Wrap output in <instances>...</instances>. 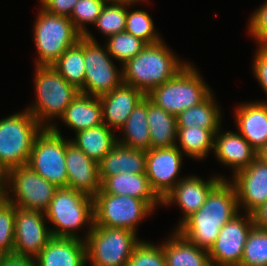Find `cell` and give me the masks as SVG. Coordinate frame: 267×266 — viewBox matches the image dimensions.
I'll return each instance as SVG.
<instances>
[{
    "instance_id": "6da1fadb",
    "label": "cell",
    "mask_w": 267,
    "mask_h": 266,
    "mask_svg": "<svg viewBox=\"0 0 267 266\" xmlns=\"http://www.w3.org/2000/svg\"><path fill=\"white\" fill-rule=\"evenodd\" d=\"M230 179H222L208 194L200 210L176 230L199 248L209 251L223 225L240 213L237 194Z\"/></svg>"
},
{
    "instance_id": "7a4b0ae2",
    "label": "cell",
    "mask_w": 267,
    "mask_h": 266,
    "mask_svg": "<svg viewBox=\"0 0 267 266\" xmlns=\"http://www.w3.org/2000/svg\"><path fill=\"white\" fill-rule=\"evenodd\" d=\"M189 62L178 59L162 40L147 44L122 68V81L148 95L154 88L173 78Z\"/></svg>"
},
{
    "instance_id": "3957f363",
    "label": "cell",
    "mask_w": 267,
    "mask_h": 266,
    "mask_svg": "<svg viewBox=\"0 0 267 266\" xmlns=\"http://www.w3.org/2000/svg\"><path fill=\"white\" fill-rule=\"evenodd\" d=\"M46 220L54 225L51 228L52 237L85 238L77 235V230L83 226L89 232L94 226L93 197L70 188H58L45 211ZM88 224V225H87ZM76 230V231H75Z\"/></svg>"
},
{
    "instance_id": "277c9868",
    "label": "cell",
    "mask_w": 267,
    "mask_h": 266,
    "mask_svg": "<svg viewBox=\"0 0 267 266\" xmlns=\"http://www.w3.org/2000/svg\"><path fill=\"white\" fill-rule=\"evenodd\" d=\"M34 75L36 98L26 109L44 128H50L48 121L60 118L80 90L68 83L52 66L35 65Z\"/></svg>"
},
{
    "instance_id": "5b68a950",
    "label": "cell",
    "mask_w": 267,
    "mask_h": 266,
    "mask_svg": "<svg viewBox=\"0 0 267 266\" xmlns=\"http://www.w3.org/2000/svg\"><path fill=\"white\" fill-rule=\"evenodd\" d=\"M197 70L189 62L173 78L157 86L146 96L174 116L200 104L213 92Z\"/></svg>"
},
{
    "instance_id": "8992f818",
    "label": "cell",
    "mask_w": 267,
    "mask_h": 266,
    "mask_svg": "<svg viewBox=\"0 0 267 266\" xmlns=\"http://www.w3.org/2000/svg\"><path fill=\"white\" fill-rule=\"evenodd\" d=\"M43 128L27 109L0 119V163L7 171L28 164Z\"/></svg>"
},
{
    "instance_id": "52a82bcc",
    "label": "cell",
    "mask_w": 267,
    "mask_h": 266,
    "mask_svg": "<svg viewBox=\"0 0 267 266\" xmlns=\"http://www.w3.org/2000/svg\"><path fill=\"white\" fill-rule=\"evenodd\" d=\"M33 28L38 57L36 66H52L58 58L76 44L82 35L73 22L64 16L54 15L39 8Z\"/></svg>"
},
{
    "instance_id": "ba28073f",
    "label": "cell",
    "mask_w": 267,
    "mask_h": 266,
    "mask_svg": "<svg viewBox=\"0 0 267 266\" xmlns=\"http://www.w3.org/2000/svg\"><path fill=\"white\" fill-rule=\"evenodd\" d=\"M136 233L123 228L93 226L86 242L91 266H127L134 248L141 242Z\"/></svg>"
},
{
    "instance_id": "9c48e42d",
    "label": "cell",
    "mask_w": 267,
    "mask_h": 266,
    "mask_svg": "<svg viewBox=\"0 0 267 266\" xmlns=\"http://www.w3.org/2000/svg\"><path fill=\"white\" fill-rule=\"evenodd\" d=\"M57 189L30 166L22 165L7 171L2 195L18 208L45 212Z\"/></svg>"
},
{
    "instance_id": "30bf717a",
    "label": "cell",
    "mask_w": 267,
    "mask_h": 266,
    "mask_svg": "<svg viewBox=\"0 0 267 266\" xmlns=\"http://www.w3.org/2000/svg\"><path fill=\"white\" fill-rule=\"evenodd\" d=\"M50 123L35 138L27 165L57 188H67L66 139L57 124Z\"/></svg>"
},
{
    "instance_id": "8fae6325",
    "label": "cell",
    "mask_w": 267,
    "mask_h": 266,
    "mask_svg": "<svg viewBox=\"0 0 267 266\" xmlns=\"http://www.w3.org/2000/svg\"><path fill=\"white\" fill-rule=\"evenodd\" d=\"M93 202L95 226L123 228L136 234L139 223L154 210L144 200L110 193H97Z\"/></svg>"
},
{
    "instance_id": "7c38bea8",
    "label": "cell",
    "mask_w": 267,
    "mask_h": 266,
    "mask_svg": "<svg viewBox=\"0 0 267 266\" xmlns=\"http://www.w3.org/2000/svg\"><path fill=\"white\" fill-rule=\"evenodd\" d=\"M90 32L84 36L85 79L80 93L100 97L123 83L122 70L117 69L106 46L99 45Z\"/></svg>"
},
{
    "instance_id": "4fadbf2b",
    "label": "cell",
    "mask_w": 267,
    "mask_h": 266,
    "mask_svg": "<svg viewBox=\"0 0 267 266\" xmlns=\"http://www.w3.org/2000/svg\"><path fill=\"white\" fill-rule=\"evenodd\" d=\"M243 215L237 214L221 228L208 251L212 266H240L245 243L254 227L252 214Z\"/></svg>"
},
{
    "instance_id": "5bb4252c",
    "label": "cell",
    "mask_w": 267,
    "mask_h": 266,
    "mask_svg": "<svg viewBox=\"0 0 267 266\" xmlns=\"http://www.w3.org/2000/svg\"><path fill=\"white\" fill-rule=\"evenodd\" d=\"M45 212L16 207L13 254L36 258L52 238Z\"/></svg>"
},
{
    "instance_id": "9a60e30c",
    "label": "cell",
    "mask_w": 267,
    "mask_h": 266,
    "mask_svg": "<svg viewBox=\"0 0 267 266\" xmlns=\"http://www.w3.org/2000/svg\"><path fill=\"white\" fill-rule=\"evenodd\" d=\"M182 162L183 153L176 145L164 148H150L146 151L145 174L152 190L161 200L182 179L178 177Z\"/></svg>"
},
{
    "instance_id": "2e32d148",
    "label": "cell",
    "mask_w": 267,
    "mask_h": 266,
    "mask_svg": "<svg viewBox=\"0 0 267 266\" xmlns=\"http://www.w3.org/2000/svg\"><path fill=\"white\" fill-rule=\"evenodd\" d=\"M231 180L239 209L244 208L245 213L252 214L267 201V163L259 158L236 172Z\"/></svg>"
},
{
    "instance_id": "e0dca14e",
    "label": "cell",
    "mask_w": 267,
    "mask_h": 266,
    "mask_svg": "<svg viewBox=\"0 0 267 266\" xmlns=\"http://www.w3.org/2000/svg\"><path fill=\"white\" fill-rule=\"evenodd\" d=\"M224 176L210 177L206 181L198 176L182 178L174 188L162 199V205H178L183 211V217L177 228L192 214L200 210L210 191L222 180Z\"/></svg>"
},
{
    "instance_id": "ac0fdd59",
    "label": "cell",
    "mask_w": 267,
    "mask_h": 266,
    "mask_svg": "<svg viewBox=\"0 0 267 266\" xmlns=\"http://www.w3.org/2000/svg\"><path fill=\"white\" fill-rule=\"evenodd\" d=\"M67 188L94 197L101 190L98 163L66 139Z\"/></svg>"
},
{
    "instance_id": "d6986e66",
    "label": "cell",
    "mask_w": 267,
    "mask_h": 266,
    "mask_svg": "<svg viewBox=\"0 0 267 266\" xmlns=\"http://www.w3.org/2000/svg\"><path fill=\"white\" fill-rule=\"evenodd\" d=\"M145 97L141 90L124 83L100 96L103 123L111 130L121 129L136 105Z\"/></svg>"
},
{
    "instance_id": "ffe728a7",
    "label": "cell",
    "mask_w": 267,
    "mask_h": 266,
    "mask_svg": "<svg viewBox=\"0 0 267 266\" xmlns=\"http://www.w3.org/2000/svg\"><path fill=\"white\" fill-rule=\"evenodd\" d=\"M219 131L214 135L215 157L220 163L233 168V175L248 167L256 158L257 151L238 132Z\"/></svg>"
},
{
    "instance_id": "44dd1931",
    "label": "cell",
    "mask_w": 267,
    "mask_h": 266,
    "mask_svg": "<svg viewBox=\"0 0 267 266\" xmlns=\"http://www.w3.org/2000/svg\"><path fill=\"white\" fill-rule=\"evenodd\" d=\"M35 262L36 266H85L86 242L78 238L52 237Z\"/></svg>"
},
{
    "instance_id": "7402d4cb",
    "label": "cell",
    "mask_w": 267,
    "mask_h": 266,
    "mask_svg": "<svg viewBox=\"0 0 267 266\" xmlns=\"http://www.w3.org/2000/svg\"><path fill=\"white\" fill-rule=\"evenodd\" d=\"M237 132L257 151L267 141V102L243 103L235 109Z\"/></svg>"
},
{
    "instance_id": "603a6c76",
    "label": "cell",
    "mask_w": 267,
    "mask_h": 266,
    "mask_svg": "<svg viewBox=\"0 0 267 266\" xmlns=\"http://www.w3.org/2000/svg\"><path fill=\"white\" fill-rule=\"evenodd\" d=\"M98 193H110L115 195L132 196L147 202L153 209L156 205H162V200L152 190L145 173H120L106 177L101 182V190Z\"/></svg>"
},
{
    "instance_id": "cb8c5ba5",
    "label": "cell",
    "mask_w": 267,
    "mask_h": 266,
    "mask_svg": "<svg viewBox=\"0 0 267 266\" xmlns=\"http://www.w3.org/2000/svg\"><path fill=\"white\" fill-rule=\"evenodd\" d=\"M101 182L120 173L143 174L146 169V151L117 143L98 163Z\"/></svg>"
},
{
    "instance_id": "d4e9b609",
    "label": "cell",
    "mask_w": 267,
    "mask_h": 266,
    "mask_svg": "<svg viewBox=\"0 0 267 266\" xmlns=\"http://www.w3.org/2000/svg\"><path fill=\"white\" fill-rule=\"evenodd\" d=\"M161 246L166 266H212L208 251L193 244L177 230Z\"/></svg>"
},
{
    "instance_id": "484cf974",
    "label": "cell",
    "mask_w": 267,
    "mask_h": 266,
    "mask_svg": "<svg viewBox=\"0 0 267 266\" xmlns=\"http://www.w3.org/2000/svg\"><path fill=\"white\" fill-rule=\"evenodd\" d=\"M60 120L75 131L89 129L103 123L102 105L99 97L79 93L65 109Z\"/></svg>"
},
{
    "instance_id": "4316f807",
    "label": "cell",
    "mask_w": 267,
    "mask_h": 266,
    "mask_svg": "<svg viewBox=\"0 0 267 266\" xmlns=\"http://www.w3.org/2000/svg\"><path fill=\"white\" fill-rule=\"evenodd\" d=\"M147 122L150 132V148L177 145L176 116L158 107L147 97Z\"/></svg>"
},
{
    "instance_id": "83f0119b",
    "label": "cell",
    "mask_w": 267,
    "mask_h": 266,
    "mask_svg": "<svg viewBox=\"0 0 267 266\" xmlns=\"http://www.w3.org/2000/svg\"><path fill=\"white\" fill-rule=\"evenodd\" d=\"M107 125L79 131L70 141L81 149L90 159L99 163L117 144V135Z\"/></svg>"
},
{
    "instance_id": "f1b7e54d",
    "label": "cell",
    "mask_w": 267,
    "mask_h": 266,
    "mask_svg": "<svg viewBox=\"0 0 267 266\" xmlns=\"http://www.w3.org/2000/svg\"><path fill=\"white\" fill-rule=\"evenodd\" d=\"M117 143L143 151L150 149V132L147 122V96L140 101L121 128Z\"/></svg>"
},
{
    "instance_id": "f546056e",
    "label": "cell",
    "mask_w": 267,
    "mask_h": 266,
    "mask_svg": "<svg viewBox=\"0 0 267 266\" xmlns=\"http://www.w3.org/2000/svg\"><path fill=\"white\" fill-rule=\"evenodd\" d=\"M213 95L214 94L211 93L200 104L176 115L177 128H187L191 126L207 130H219L222 124V114Z\"/></svg>"
},
{
    "instance_id": "4dcf8cb0",
    "label": "cell",
    "mask_w": 267,
    "mask_h": 266,
    "mask_svg": "<svg viewBox=\"0 0 267 266\" xmlns=\"http://www.w3.org/2000/svg\"><path fill=\"white\" fill-rule=\"evenodd\" d=\"M176 147L184 155L196 160L206 158L214 150V135L219 130H207L200 127L177 128Z\"/></svg>"
},
{
    "instance_id": "1f68e13d",
    "label": "cell",
    "mask_w": 267,
    "mask_h": 266,
    "mask_svg": "<svg viewBox=\"0 0 267 266\" xmlns=\"http://www.w3.org/2000/svg\"><path fill=\"white\" fill-rule=\"evenodd\" d=\"M52 67L77 89L84 86V36L72 47H69L52 65Z\"/></svg>"
},
{
    "instance_id": "d6a6232c",
    "label": "cell",
    "mask_w": 267,
    "mask_h": 266,
    "mask_svg": "<svg viewBox=\"0 0 267 266\" xmlns=\"http://www.w3.org/2000/svg\"><path fill=\"white\" fill-rule=\"evenodd\" d=\"M135 4L137 2L107 1L94 24L95 27L107 38L125 31L127 6L131 7Z\"/></svg>"
},
{
    "instance_id": "836d02e7",
    "label": "cell",
    "mask_w": 267,
    "mask_h": 266,
    "mask_svg": "<svg viewBox=\"0 0 267 266\" xmlns=\"http://www.w3.org/2000/svg\"><path fill=\"white\" fill-rule=\"evenodd\" d=\"M106 48L112 58L121 62L123 66L126 62L135 57L147 45L142 39L123 31L106 39Z\"/></svg>"
},
{
    "instance_id": "e575fe53",
    "label": "cell",
    "mask_w": 267,
    "mask_h": 266,
    "mask_svg": "<svg viewBox=\"0 0 267 266\" xmlns=\"http://www.w3.org/2000/svg\"><path fill=\"white\" fill-rule=\"evenodd\" d=\"M240 266H267V231L254 226L243 249Z\"/></svg>"
},
{
    "instance_id": "d590c367",
    "label": "cell",
    "mask_w": 267,
    "mask_h": 266,
    "mask_svg": "<svg viewBox=\"0 0 267 266\" xmlns=\"http://www.w3.org/2000/svg\"><path fill=\"white\" fill-rule=\"evenodd\" d=\"M152 17L144 10L129 11L127 8L125 31L145 41L147 44H155L162 41L154 29Z\"/></svg>"
},
{
    "instance_id": "8d00e7d4",
    "label": "cell",
    "mask_w": 267,
    "mask_h": 266,
    "mask_svg": "<svg viewBox=\"0 0 267 266\" xmlns=\"http://www.w3.org/2000/svg\"><path fill=\"white\" fill-rule=\"evenodd\" d=\"M106 2V0H79L76 3L69 19L82 36L89 32L86 24L94 25L96 23Z\"/></svg>"
},
{
    "instance_id": "74e56055",
    "label": "cell",
    "mask_w": 267,
    "mask_h": 266,
    "mask_svg": "<svg viewBox=\"0 0 267 266\" xmlns=\"http://www.w3.org/2000/svg\"><path fill=\"white\" fill-rule=\"evenodd\" d=\"M16 206L0 196V249L13 254Z\"/></svg>"
},
{
    "instance_id": "f35d334b",
    "label": "cell",
    "mask_w": 267,
    "mask_h": 266,
    "mask_svg": "<svg viewBox=\"0 0 267 266\" xmlns=\"http://www.w3.org/2000/svg\"><path fill=\"white\" fill-rule=\"evenodd\" d=\"M127 266H166L161 244L155 245L141 240L134 248Z\"/></svg>"
},
{
    "instance_id": "ab89813d",
    "label": "cell",
    "mask_w": 267,
    "mask_h": 266,
    "mask_svg": "<svg viewBox=\"0 0 267 266\" xmlns=\"http://www.w3.org/2000/svg\"><path fill=\"white\" fill-rule=\"evenodd\" d=\"M248 31L259 45H267V1L251 15Z\"/></svg>"
},
{
    "instance_id": "60d3db41",
    "label": "cell",
    "mask_w": 267,
    "mask_h": 266,
    "mask_svg": "<svg viewBox=\"0 0 267 266\" xmlns=\"http://www.w3.org/2000/svg\"><path fill=\"white\" fill-rule=\"evenodd\" d=\"M252 68L255 78L267 95V45H258Z\"/></svg>"
},
{
    "instance_id": "b9f144b4",
    "label": "cell",
    "mask_w": 267,
    "mask_h": 266,
    "mask_svg": "<svg viewBox=\"0 0 267 266\" xmlns=\"http://www.w3.org/2000/svg\"><path fill=\"white\" fill-rule=\"evenodd\" d=\"M78 1L79 0H40V6L50 14L69 18Z\"/></svg>"
},
{
    "instance_id": "7bdbcfd3",
    "label": "cell",
    "mask_w": 267,
    "mask_h": 266,
    "mask_svg": "<svg viewBox=\"0 0 267 266\" xmlns=\"http://www.w3.org/2000/svg\"><path fill=\"white\" fill-rule=\"evenodd\" d=\"M0 266H36L34 258L8 254Z\"/></svg>"
},
{
    "instance_id": "ee69618b",
    "label": "cell",
    "mask_w": 267,
    "mask_h": 266,
    "mask_svg": "<svg viewBox=\"0 0 267 266\" xmlns=\"http://www.w3.org/2000/svg\"><path fill=\"white\" fill-rule=\"evenodd\" d=\"M254 226L267 231V201L253 213Z\"/></svg>"
},
{
    "instance_id": "f6af8a7d",
    "label": "cell",
    "mask_w": 267,
    "mask_h": 266,
    "mask_svg": "<svg viewBox=\"0 0 267 266\" xmlns=\"http://www.w3.org/2000/svg\"><path fill=\"white\" fill-rule=\"evenodd\" d=\"M257 158L267 163V141L260 149L257 150Z\"/></svg>"
},
{
    "instance_id": "bcb514c9",
    "label": "cell",
    "mask_w": 267,
    "mask_h": 266,
    "mask_svg": "<svg viewBox=\"0 0 267 266\" xmlns=\"http://www.w3.org/2000/svg\"><path fill=\"white\" fill-rule=\"evenodd\" d=\"M7 177V170L0 163V184L3 185Z\"/></svg>"
},
{
    "instance_id": "7dc6e473",
    "label": "cell",
    "mask_w": 267,
    "mask_h": 266,
    "mask_svg": "<svg viewBox=\"0 0 267 266\" xmlns=\"http://www.w3.org/2000/svg\"><path fill=\"white\" fill-rule=\"evenodd\" d=\"M106 1H116V2H129V3H140V1L141 2H143V1H145V0H106Z\"/></svg>"
},
{
    "instance_id": "c3c4849f",
    "label": "cell",
    "mask_w": 267,
    "mask_h": 266,
    "mask_svg": "<svg viewBox=\"0 0 267 266\" xmlns=\"http://www.w3.org/2000/svg\"><path fill=\"white\" fill-rule=\"evenodd\" d=\"M6 255L7 254L2 249H0V265L2 264V262H3L4 258L6 257Z\"/></svg>"
}]
</instances>
